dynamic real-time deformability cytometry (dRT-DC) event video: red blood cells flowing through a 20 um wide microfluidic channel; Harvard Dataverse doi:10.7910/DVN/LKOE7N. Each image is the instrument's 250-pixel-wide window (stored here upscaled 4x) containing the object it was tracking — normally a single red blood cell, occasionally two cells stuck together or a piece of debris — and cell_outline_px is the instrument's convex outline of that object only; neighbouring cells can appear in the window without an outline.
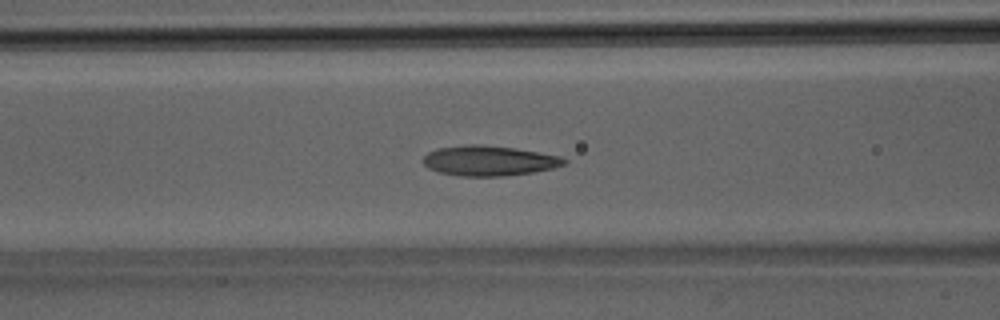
{"species": "Egyptian fruit bat (a non-hibernating species)", "species_latin": "Rousettus aegyptiacus", "temperature_condition": "room temperature", "stored_images_in_passage": 39, "camera_frame_rate_fps": 3000, "um_per_image_px": 0.085, "animal": {"sex": "male"}, "frame": {"image": 1, "passage_image": 15, "time_ms": 4.667, "image_size_px": [1000, 320], "cell_outline_px": [[568, 160], [564, 164], [552, 168], [532, 172], [504, 176], [460, 176], [440, 172], [428, 168], [424, 164], [424, 156], [428, 152], [436, 148], [464, 144], [480, 144], [516, 148], [560, 156]], "centroid_in_image_um": [41.54, 13.65], "position_along_channel_um": 125.1, "area_um2": 24.74}}
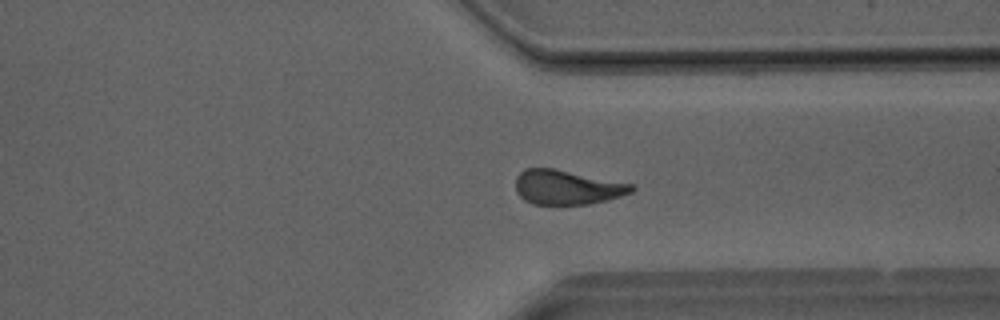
{"frame": {"image": 2, "passage_image": 29, "time_ms": 9.333, "image_size_px": [1000, 320], "cell_outline_px": [[636, 188], [632, 192], [620, 196], [588, 204], [532, 204], [524, 200], [516, 192], [516, 176], [524, 168], [556, 168], [632, 184]], "centroid_in_image_um": [48.17, 15.9], "position_along_channel_um": 363.2, "area_um2": 23.29}}
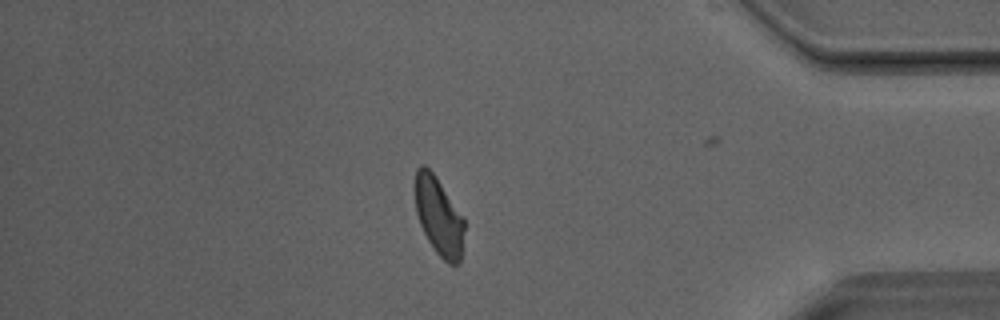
{"frame": {"image": 3, "passage_image": 33, "time_ms": 10.667, "image_size_px": [1000, 320], "cell_outline_px": [[464, 228], [460, 264], [448, 264], [436, 252], [428, 240], [420, 224], [416, 212], [416, 168], [420, 164], [424, 164], [436, 176], [464, 216]], "centroid_in_image_um": [37.32, 18.38], "position_along_channel_um": 397.9, "area_um2": 22.37}}